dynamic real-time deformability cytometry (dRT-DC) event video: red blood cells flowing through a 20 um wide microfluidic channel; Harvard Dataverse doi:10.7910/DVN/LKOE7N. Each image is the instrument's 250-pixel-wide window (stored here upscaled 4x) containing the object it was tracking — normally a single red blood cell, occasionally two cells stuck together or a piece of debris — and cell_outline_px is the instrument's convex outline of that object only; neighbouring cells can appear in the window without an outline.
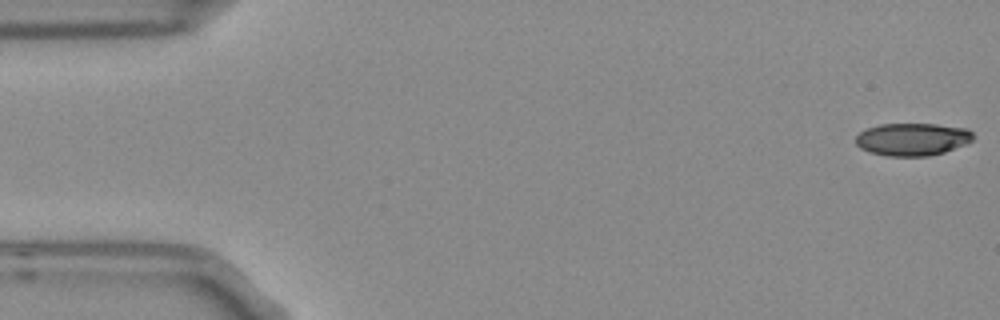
{"species": "Egyptian fruit bat (a non-hibernating species)", "species_latin": "Rousettus aegyptiacus", "temperature_condition": "room temperature", "stored_images_in_passage": 5, "camera_frame_rate_fps": 3000, "um_per_image_px": 0.085, "frame": {"image": 1, "passage_image": 1, "time_ms": 0.0, "image_size_px": [1000, 320], "cell_outline_px": [[972, 140], [968, 144], [944, 152], [928, 156], [888, 156], [868, 152], [860, 148], [856, 144], [856, 136], [860, 132], [868, 128], [880, 124], [936, 124], [968, 128], [972, 132]], "centroid_in_image_um": [77.56, 11.84], "position_along_channel_um": 7.4, "area_um2": 22.43}}
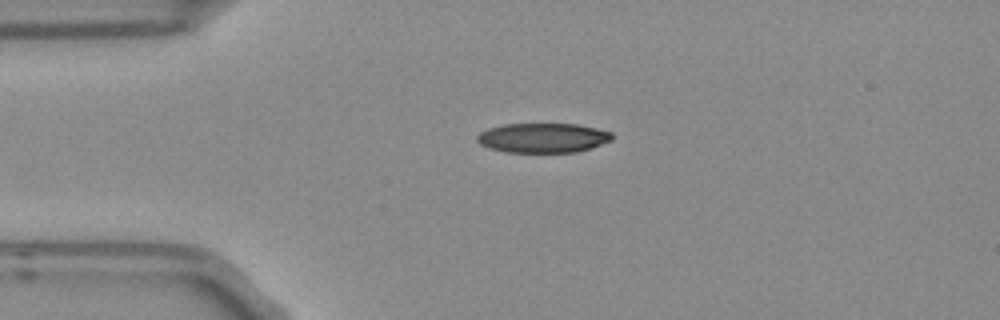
{"frame": {"image": 2, "passage_image": 4, "time_ms": 1.0, "image_size_px": [1000, 320], "cell_outline_px": [[612, 140], [592, 148], [576, 152], [508, 152], [488, 148], [480, 144], [476, 140], [476, 136], [480, 132], [488, 128], [504, 124], [576, 124], [596, 128], [612, 132]], "centroid_in_image_um": [46.14, 11.72], "position_along_channel_um": 38.9, "area_um2": 23.35}}